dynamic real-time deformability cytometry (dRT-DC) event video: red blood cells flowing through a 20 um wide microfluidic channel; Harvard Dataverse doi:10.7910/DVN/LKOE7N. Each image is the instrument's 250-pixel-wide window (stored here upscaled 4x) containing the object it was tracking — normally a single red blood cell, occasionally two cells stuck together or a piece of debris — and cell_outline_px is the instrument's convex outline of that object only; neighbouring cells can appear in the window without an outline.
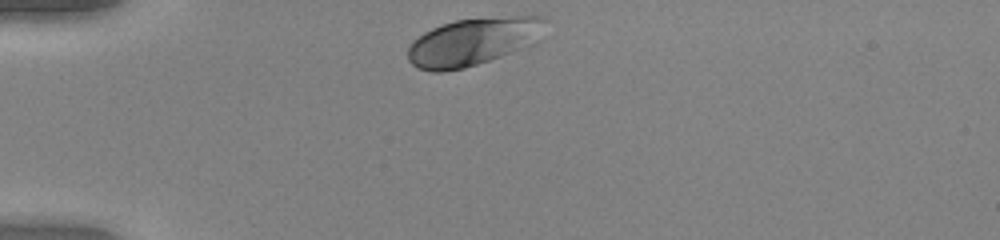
{"species": "human", "species_latin": "Homo sapiens", "temperature_condition": "warm", "stored_images_in_passage": 30, "camera_frame_rate_fps": 3000, "um_per_image_px": 0.085, "donor": {"sex": "female"}, "frame": {"image": 1, "passage_image": 1, "time_ms": 0.0, "image_size_px": [1000, 240], "cell_outline_px": [[548, 20], [520, 48], [500, 56], [464, 68], [444, 72], [432, 72], [416, 68], [408, 60], [408, 48], [412, 40], [424, 32], [432, 28], [456, 20], [516, 16], [544, 16]], "centroid_in_image_um": [40.03, 3.55], "position_along_channel_um": 45.0, "area_um2": 36.82}}
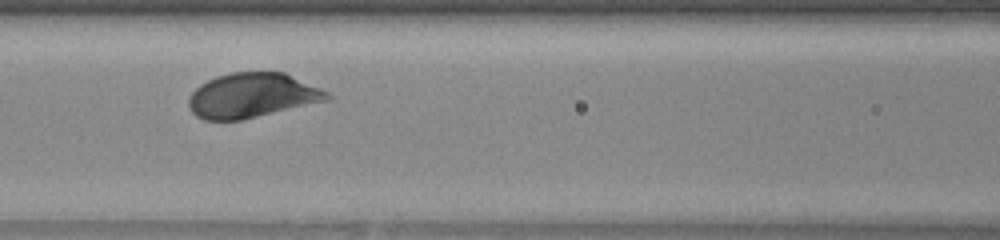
{"frame": {"image": 2, "passage_image": 11, "time_ms": 3.333, "image_size_px": [1000, 240], "cell_outline_px": [[332, 100], [240, 120], [204, 120], [196, 116], [188, 108], [188, 100], [192, 92], [200, 84], [216, 76], [232, 72], [284, 72], [320, 88], [328, 92], [332, 96]], "centroid_in_image_um": [21.44, 8.12], "position_along_channel_um": 145.2, "area_um2": 36.18}}
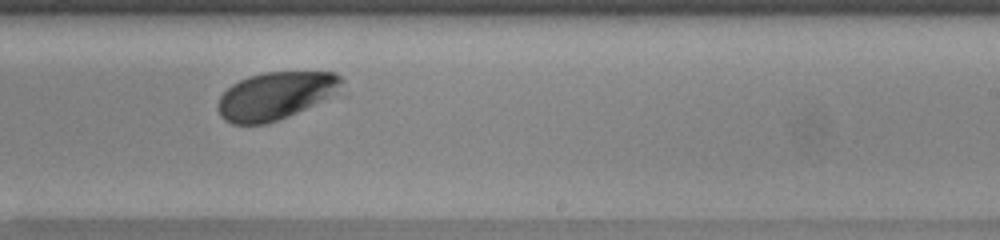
{"frame": {"image": 3, "passage_image": 20, "time_ms": 6.333, "image_size_px": [1000, 240], "cell_outline_px": [[348, 96], [268, 124], [232, 124], [224, 120], [220, 116], [216, 108], [216, 104], [220, 96], [232, 84], [248, 76], [264, 72], [336, 72], [344, 80]], "centroid_in_image_um": [23.66, 8.16], "position_along_channel_um": 265.3, "area_um2": 36.65}, "authors_computed_cell_mechanics": {"area_um2": 36.1539, "velocity_mm_per_s": 4.0223, "shape_relaxation_time_tau1_ms": 1.4235, "shape_relaxation_time_tau2_ms": null, "deformation_change_tau1": 0.1225, "deformation_change_tau2": null}}